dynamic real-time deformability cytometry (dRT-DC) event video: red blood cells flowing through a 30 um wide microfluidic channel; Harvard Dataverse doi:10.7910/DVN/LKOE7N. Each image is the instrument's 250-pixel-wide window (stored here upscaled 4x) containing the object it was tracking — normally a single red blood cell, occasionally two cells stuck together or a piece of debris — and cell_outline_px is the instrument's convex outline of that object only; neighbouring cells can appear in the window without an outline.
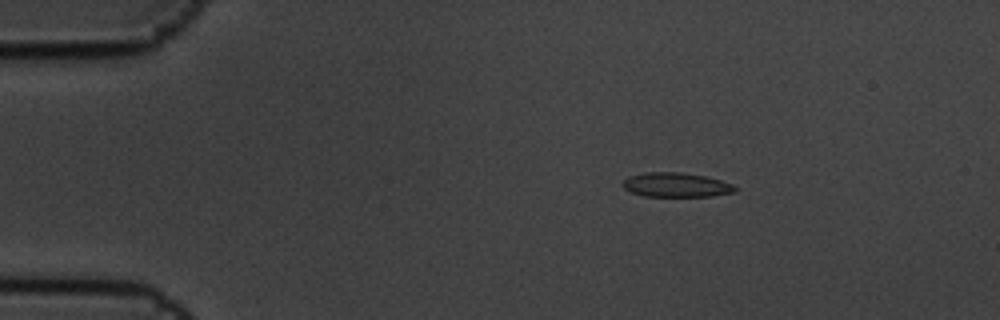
{"species": "common noctule bat (a hibernating species)", "species_latin": "Nyctalus noctula", "temperature_condition": "cold", "stored_images_in_passage": 4, "segment_of_instrument_passage": [1, 2], "camera_frame_rate_fps": 3000, "um_per_image_px": 0.085, "animal": {"sex": "male", "body_mass_g": 19.5, "forearm_length_mm": 54.6}, "frame": {"image": 1, "passage_image": 1, "time_ms": 0.0, "image_size_px": [1000, 320], "cell_outline_px": [[736, 192], [712, 196], [644, 196], [632, 192], [624, 188], [620, 184], [628, 176], [644, 172], [680, 172], [704, 176], [720, 180], [732, 184], [736, 188]], "centroid_in_image_um": [57.44, 15.71], "position_along_channel_um": 27.6, "area_um2": 15.95}}